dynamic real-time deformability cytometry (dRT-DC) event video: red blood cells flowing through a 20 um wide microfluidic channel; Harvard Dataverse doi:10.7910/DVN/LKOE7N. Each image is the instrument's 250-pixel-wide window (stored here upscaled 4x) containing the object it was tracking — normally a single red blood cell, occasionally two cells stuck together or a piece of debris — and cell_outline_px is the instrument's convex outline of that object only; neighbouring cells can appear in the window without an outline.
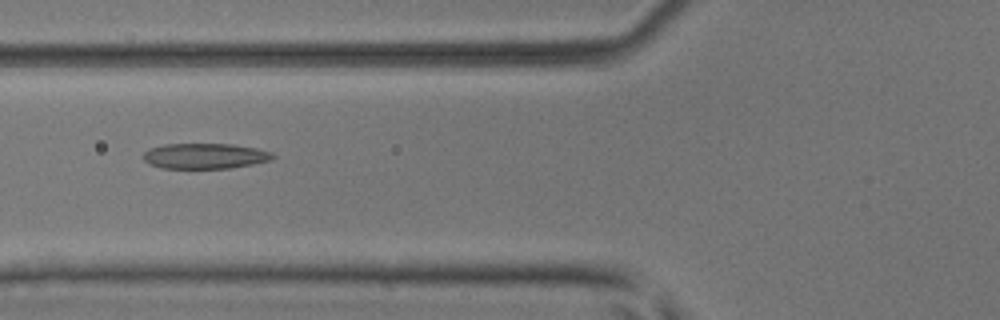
{"species": "common noctule bat (a hibernating species)", "species_latin": "Nyctalus noctula", "temperature_condition": "room temperature", "stored_images_in_passage": 6, "camera_frame_rate_fps": 3000, "um_per_image_px": 0.085, "animal": {"sex": "male", "body_mass_g": 17.9, "forearm_length_mm": 54.2}, "frame": {"image": 1, "passage_image": 6, "time_ms": 1.667, "image_size_px": [1000, 320], "cell_outline_px": [[276, 156], [272, 160], [252, 164], [228, 168], [160, 168], [148, 164], [144, 160], [144, 152], [148, 148], [164, 144], [232, 144], [256, 148], [272, 152]], "centroid_in_image_um": [17.41, 13.26], "position_along_channel_um": 108.4, "area_um2": 19.31}}